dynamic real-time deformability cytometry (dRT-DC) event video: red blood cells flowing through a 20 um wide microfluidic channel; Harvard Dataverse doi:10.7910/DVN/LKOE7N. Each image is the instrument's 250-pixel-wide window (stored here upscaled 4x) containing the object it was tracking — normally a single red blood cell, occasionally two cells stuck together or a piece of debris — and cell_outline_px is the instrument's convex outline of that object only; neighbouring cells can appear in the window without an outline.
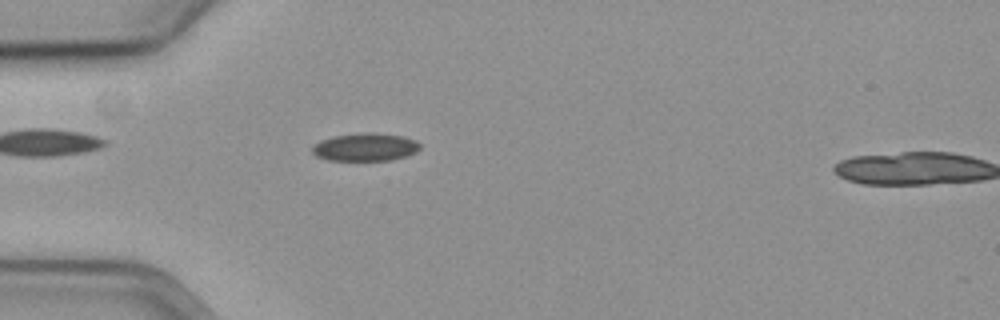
{"species": "common noctule bat (a hibernating species)", "species_latin": "Nyctalus noctula", "temperature_condition": "cold", "stored_images_in_passage": 6, "camera_frame_rate_fps": 3000, "um_per_image_px": 0.085, "animal": {"sex": "female", "body_mass_g": 19.3, "forearm_length_mm": 54.1}, "frame": {"image": 1, "passage_image": 5, "time_ms": 1.333, "image_size_px": [1000, 320], "cell_outline_px": [[420, 148], [416, 152], [408, 156], [392, 160], [328, 160], [316, 156], [312, 152], [312, 148], [320, 140], [336, 136], [368, 132], [372, 132], [400, 136], [416, 140], [420, 144]], "centroid_in_image_um": [31.08, 12.51], "position_along_channel_um": 53.9, "area_um2": 17.4}}